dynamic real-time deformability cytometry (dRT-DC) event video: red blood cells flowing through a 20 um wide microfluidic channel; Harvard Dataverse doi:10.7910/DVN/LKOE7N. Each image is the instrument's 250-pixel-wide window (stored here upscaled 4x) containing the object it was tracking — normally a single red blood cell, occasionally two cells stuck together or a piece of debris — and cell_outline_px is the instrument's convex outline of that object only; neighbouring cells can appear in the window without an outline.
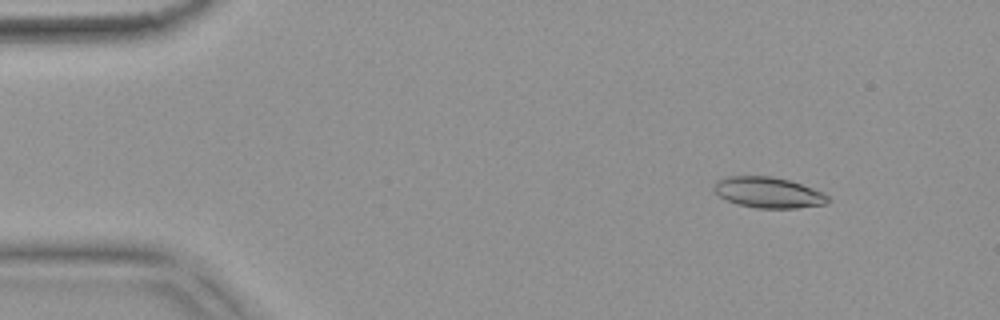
{"species": "common noctule bat (a hibernating species)", "species_latin": "Nyctalus noctula", "temperature_condition": "warm", "stored_images_in_passage": 55, "camera_frame_rate_fps": 3000, "um_per_image_px": 0.085, "animal": {"sex": "female", "body_mass_g": 18.4}, "frame": {"image": 1, "passage_image": 7, "time_ms": 2.0, "image_size_px": [1000, 320], "cell_outline_px": [[832, 200], [828, 204], [796, 208], [756, 208], [740, 204], [728, 200], [720, 196], [712, 188], [716, 180], [728, 176], [772, 176], [788, 180], [824, 192]], "centroid_in_image_um": [65.34, 16.36], "position_along_channel_um": 19.7, "area_um2": 20.46}}
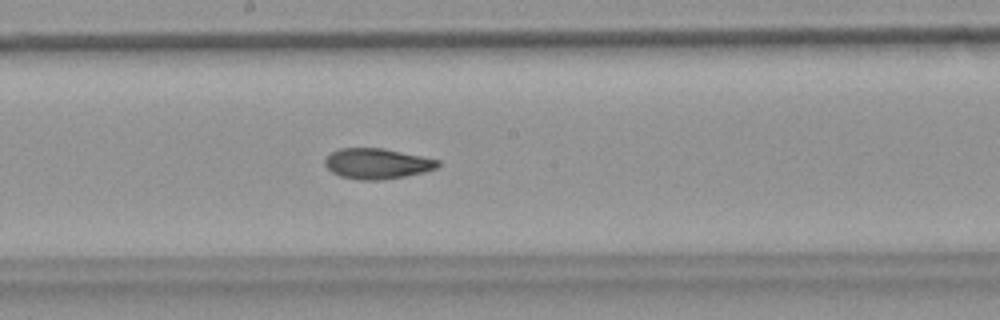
{"frame": {"image": 2, "passage_image": 30, "time_ms": 9.667, "image_size_px": [1000, 320], "cell_outline_px": [[440, 164], [436, 168], [424, 172], [404, 176], [380, 180], [360, 180], [340, 176], [332, 172], [324, 164], [324, 160], [332, 152], [340, 148], [384, 148], [440, 160]], "centroid_in_image_um": [32.05, 13.9], "position_along_channel_um": 216.2, "area_um2": 20.0}}
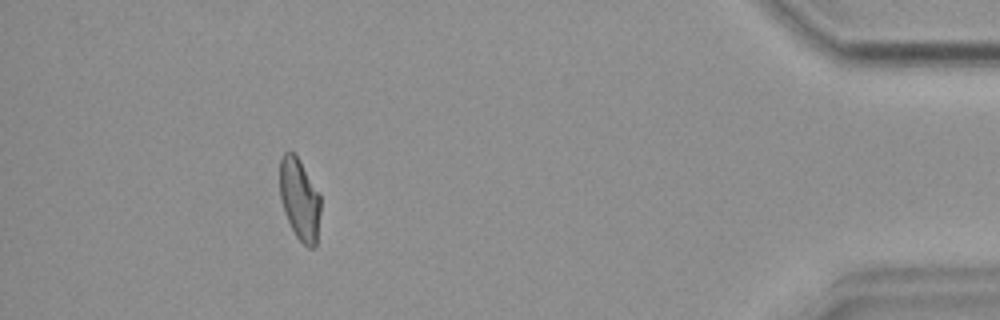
{"frame": {"image": 3, "passage_image": 50, "time_ms": 16.333, "image_size_px": [1000, 320], "cell_outline_px": [[320, 212], [316, 248], [308, 248], [296, 236], [284, 212], [280, 196], [280, 160], [284, 152], [296, 152], [320, 196]], "centroid_in_image_um": [25.47, 16.94], "position_along_channel_um": 409.7, "area_um2": 19.42}, "authors_computed_cell_mechanics": {"area_um2": 20.3456, "velocity_mm_per_s": 3.7469, "shape_relaxation_time_tau1_ms": 10.2144, "shape_relaxation_time_tau2_ms": 3.5099, "deformation_change_tau1": 0.2503, "deformation_change_tau2": 0.0956}}